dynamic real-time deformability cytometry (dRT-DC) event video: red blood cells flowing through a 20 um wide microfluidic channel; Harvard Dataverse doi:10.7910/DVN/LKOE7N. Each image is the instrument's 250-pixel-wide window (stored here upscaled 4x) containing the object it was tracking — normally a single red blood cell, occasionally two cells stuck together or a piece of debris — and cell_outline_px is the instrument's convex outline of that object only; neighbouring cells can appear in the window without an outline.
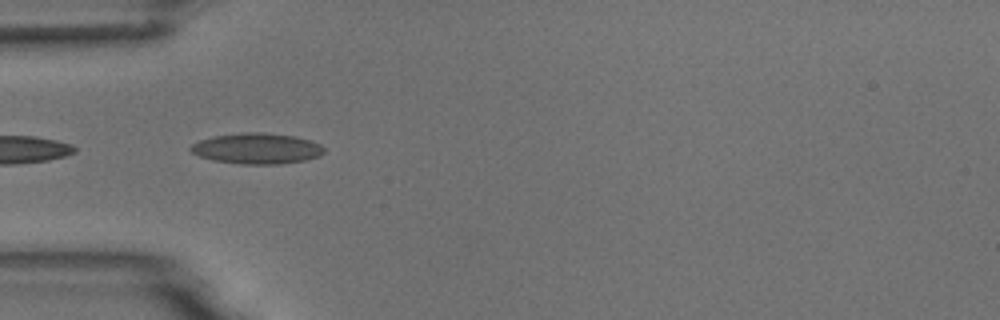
{"species": "common noctule bat (a hibernating species)", "species_latin": "Nyctalus noctula", "temperature_condition": "room temperature", "stored_images_in_passage": 8, "camera_frame_rate_fps": 3000, "um_per_image_px": 0.085, "animal": {"sex": "male", "body_mass_g": 18.8}, "frame": {"image": 1, "passage_image": 5, "time_ms": 4.333, "image_size_px": [1000, 320], "cell_outline_px": [[324, 152], [320, 156], [304, 160], [280, 164], [240, 164], [212, 160], [200, 156], [192, 152], [188, 148], [192, 144], [200, 140], [212, 136], [244, 132], [260, 132], [292, 136], [312, 140], [320, 144], [324, 148]], "centroid_in_image_um": [21.83, 12.62], "position_along_channel_um": 63.2, "area_um2": 23.93}}